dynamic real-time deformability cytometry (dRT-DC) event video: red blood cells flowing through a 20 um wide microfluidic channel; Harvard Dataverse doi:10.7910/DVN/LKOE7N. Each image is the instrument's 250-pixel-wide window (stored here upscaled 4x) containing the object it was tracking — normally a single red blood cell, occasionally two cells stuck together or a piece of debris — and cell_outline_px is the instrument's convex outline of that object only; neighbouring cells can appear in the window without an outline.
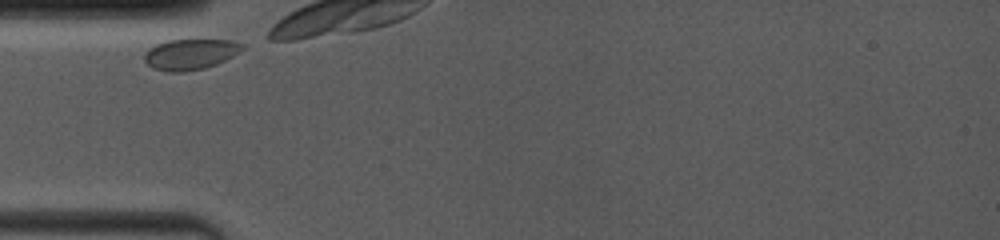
{"species": "common noctule bat (a hibernating species)", "species_latin": "Nyctalus noctula", "temperature_condition": "room temperature", "stored_images_in_passage": 13, "camera_frame_rate_fps": 4000, "um_per_image_px": 0.085, "animal": {"sex": "female", "body_mass_g": 19.0, "forearm_length_mm": 53.3}, "frame": {"image": 1, "passage_image": 1, "time_ms": 0.0, "image_size_px": [1000, 240], "cell_outline_px": [[244, 48], [240, 52], [216, 64], [204, 68], [184, 72], [168, 72], [152, 68], [144, 60], [144, 52], [148, 48], [156, 44], [168, 40], [232, 40], [244, 44]], "centroid_in_image_um": [16.15, 4.61], "position_along_channel_um": 68.8, "area_um2": 17.57}}